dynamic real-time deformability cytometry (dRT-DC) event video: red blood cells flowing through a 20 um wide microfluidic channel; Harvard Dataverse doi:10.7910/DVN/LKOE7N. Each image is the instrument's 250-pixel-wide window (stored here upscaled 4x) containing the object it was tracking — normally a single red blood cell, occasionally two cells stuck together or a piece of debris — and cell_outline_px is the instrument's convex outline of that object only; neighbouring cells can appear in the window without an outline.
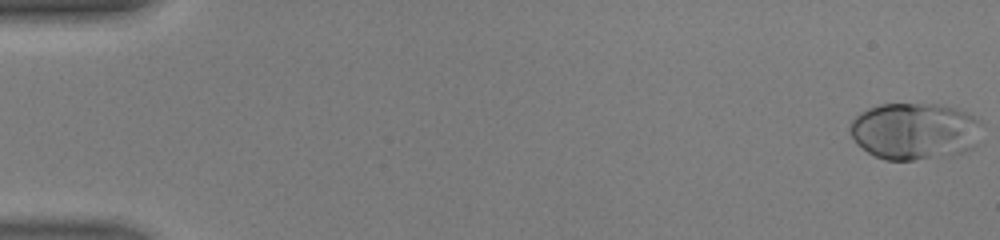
{"species": "human", "species_latin": "Homo sapiens", "temperature_condition": "warm", "stored_images_in_passage": 47, "camera_frame_rate_fps": 3000, "um_per_image_px": 0.085, "donor": {"sex": "male"}, "frame": {"image": 1, "passage_image": 1, "time_ms": 0.0, "image_size_px": [1000, 240], "cell_outline_px": [[984, 124], [976, 144], [972, 148], [964, 152], [912, 160], [884, 160], [868, 152], [856, 144], [848, 128], [848, 124], [860, 112], [868, 108], [880, 104], [936, 104], [956, 108], [968, 112], [976, 116]], "centroid_in_image_um": [77.75, 11.13], "position_along_channel_um": 7.2, "area_um2": 44.1}}
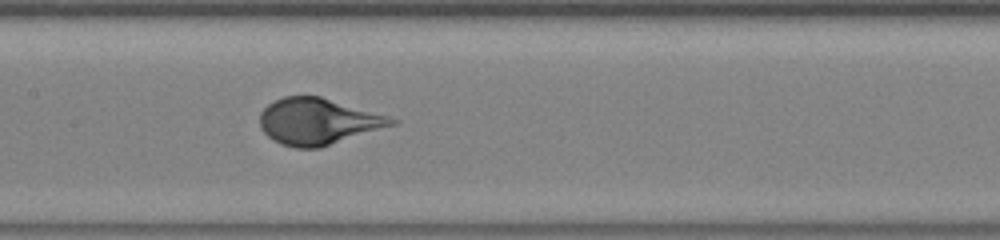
{"frame": {"image": 2, "passage_image": 24, "time_ms": 7.667, "image_size_px": [1000, 240], "cell_outline_px": [[400, 124], [320, 148], [296, 148], [280, 144], [272, 140], [260, 128], [260, 112], [268, 104], [284, 96], [320, 96], [388, 116], [400, 120]], "centroid_in_image_um": [27.06, 10.34], "position_along_channel_um": 180.3, "area_um2": 35.89}}
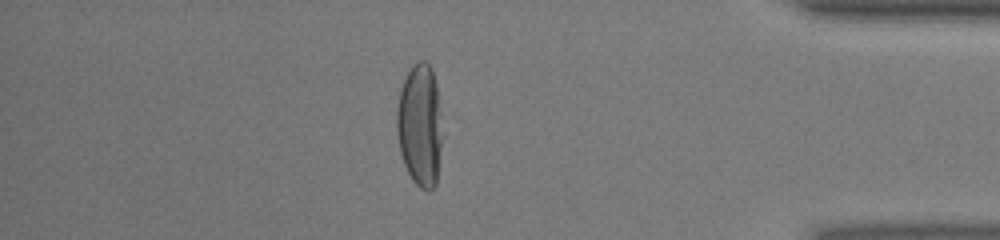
{"frame": {"image": 3, "passage_image": 41, "time_ms": 13.333, "image_size_px": [1000, 240], "cell_outline_px": [[444, 136], [436, 184], [428, 192], [420, 188], [412, 180], [404, 164], [400, 152], [396, 128], [396, 112], [400, 88], [412, 64], [416, 60], [428, 60], [432, 68], [436, 84], [440, 108]], "centroid_in_image_um": [35.72, 10.63], "position_along_channel_um": 399.5, "area_um2": 33.47}, "authors_computed_cell_mechanics": {"area_um2": 37.4544, "velocity_mm_per_s": 4.4312, "shape_relaxation_time_tau1_ms": 3.0429, "shape_relaxation_time_tau2_ms": null, "deformation_change_tau1": 0.2342, "deformation_change_tau2": null}}